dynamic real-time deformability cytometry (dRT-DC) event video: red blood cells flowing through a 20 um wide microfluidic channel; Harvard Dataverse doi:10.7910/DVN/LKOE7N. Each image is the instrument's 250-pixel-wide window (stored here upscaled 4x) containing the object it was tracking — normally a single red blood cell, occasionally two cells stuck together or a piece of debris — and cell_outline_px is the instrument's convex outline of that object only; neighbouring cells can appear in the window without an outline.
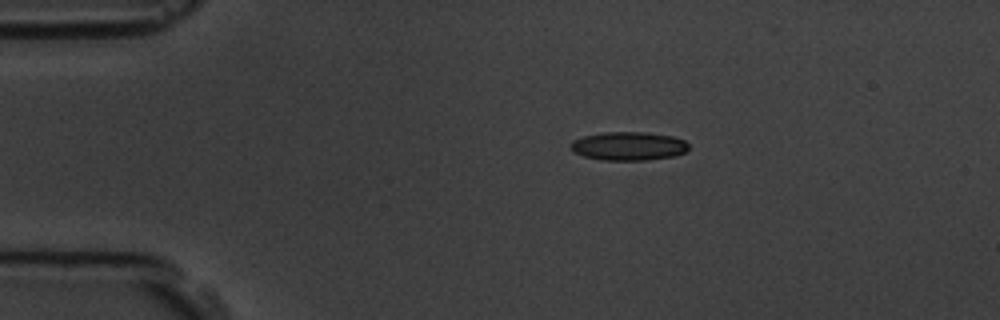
{"species": "common noctule bat (a hibernating species)", "species_latin": "Nyctalus noctula", "temperature_condition": "room temperature", "stored_images_in_passage": 4, "camera_frame_rate_fps": 3000, "um_per_image_px": 0.085, "animal": {"sex": "male", "body_mass_g": 19.5, "forearm_length_mm": 54.6}, "frame": {"image": 1, "passage_image": 1, "time_ms": 0.0, "image_size_px": [1000, 320], "cell_outline_px": [[688, 152], [676, 156], [644, 160], [604, 160], [584, 156], [572, 152], [568, 144], [572, 140], [584, 136], [604, 132], [644, 132], [672, 136], [684, 140], [688, 144]], "centroid_in_image_um": [53.42, 12.42], "position_along_channel_um": 31.6, "area_um2": 19.83}}
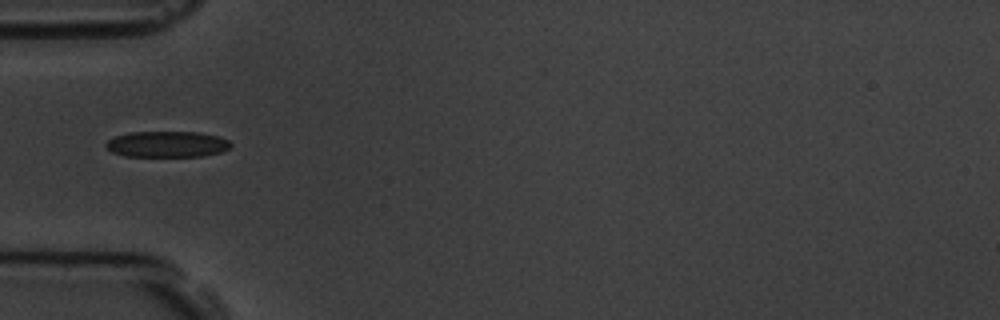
{"frame": {"image": 2, "passage_image": 3, "time_ms": 2.333, "image_size_px": [1000, 320], "cell_outline_px": [[232, 144], [228, 148], [220, 152], [204, 156], [124, 156], [112, 152], [104, 144], [108, 140], [116, 136], [132, 132], [200, 132], [216, 136], [228, 140]], "centroid_in_image_um": [14.19, 12.26], "position_along_channel_um": 70.8, "area_um2": 18.79}}
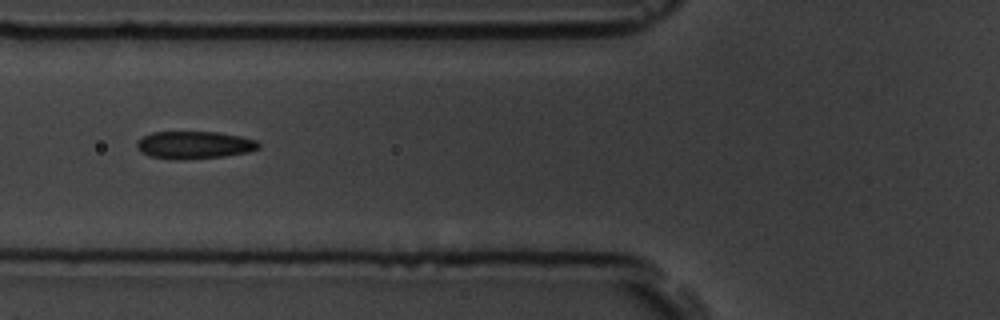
{"frame": {"image": 3, "passage_image": 4, "time_ms": 3.333, "image_size_px": [1000, 320], "cell_outline_px": [[260, 148], [248, 152], [224, 156], [172, 160], [148, 156], [140, 152], [136, 148], [136, 140], [152, 132], [216, 132], [240, 136], [256, 140], [260, 144]], "centroid_in_image_um": [16.47, 12.33], "position_along_channel_um": 109.3, "area_um2": 19.65}}